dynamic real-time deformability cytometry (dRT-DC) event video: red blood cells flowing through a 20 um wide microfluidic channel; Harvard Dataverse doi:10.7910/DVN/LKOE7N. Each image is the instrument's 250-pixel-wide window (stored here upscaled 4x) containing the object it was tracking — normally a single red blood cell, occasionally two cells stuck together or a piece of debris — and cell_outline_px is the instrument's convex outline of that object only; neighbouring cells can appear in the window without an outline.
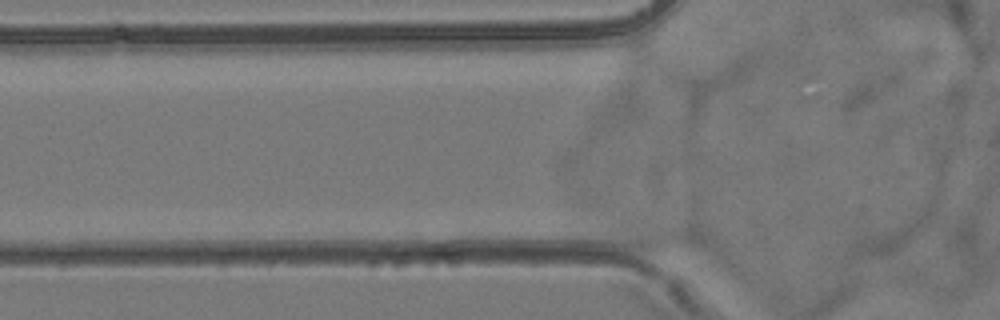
{"species": "common noctule bat (a hibernating species)", "species_latin": "Nyctalus noctula", "temperature_condition": "room temperature", "stored_images_in_passage": 4, "camera_frame_rate_fps": 3000, "um_per_image_px": 0.085, "animal": {"sex": "female", "body_mass_g": 24.6, "forearm_length_mm": 56.2}, "frame": {"image": 1, "passage_image": 2, "time_ms": 0.333, "image_size_px": [1000, 320], "cell_outline_px": [[704, 252], [648, 252], [620, 244], [608, 228], [608, 224], [620, 220], [628, 220], [692, 228], [704, 240]], "centroid_in_image_um": [55.81, 20.14], "position_along_channel_um": 70.0, "area_um2": 16.76}}